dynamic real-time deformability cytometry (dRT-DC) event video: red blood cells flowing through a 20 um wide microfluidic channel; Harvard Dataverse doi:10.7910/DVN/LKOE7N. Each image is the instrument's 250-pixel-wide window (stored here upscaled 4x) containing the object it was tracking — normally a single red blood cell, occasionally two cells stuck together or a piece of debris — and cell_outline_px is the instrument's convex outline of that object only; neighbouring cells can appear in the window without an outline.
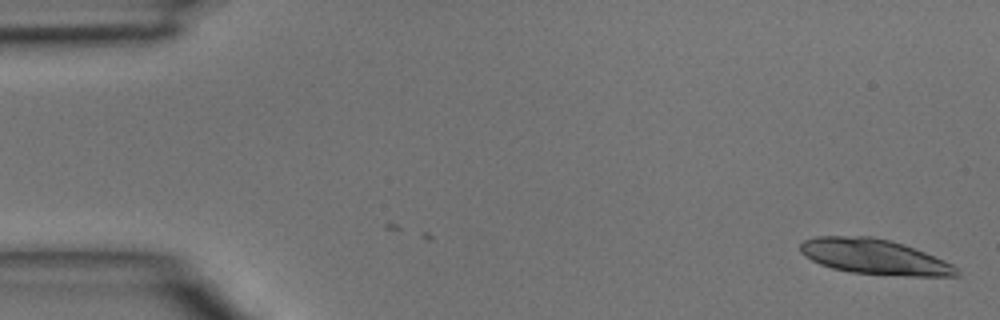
{"species": "common noctule bat (a hibernating species)", "species_latin": "Nyctalus noctula", "temperature_condition": "room temperature", "stored_images_in_passage": 5, "camera_frame_rate_fps": 3000, "um_per_image_px": 0.085, "animal": {"sex": "male", "body_mass_g": 15.6}, "frame": {"image": 1, "passage_image": 5, "time_ms": 1.333, "image_size_px": [1000, 320], "cell_outline_px": [[960, 272], [956, 276], [904, 276], [852, 272], [832, 268], [820, 264], [804, 256], [800, 252], [800, 244], [804, 240], [816, 236], [872, 236], [904, 244], [944, 260], [952, 264]], "centroid_in_image_um": [74.3, 21.82], "position_along_channel_um": 10.7, "area_um2": 31.96}}